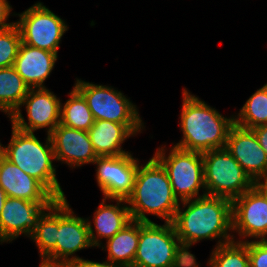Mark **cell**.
I'll list each match as a JSON object with an SVG mask.
<instances>
[{
  "mask_svg": "<svg viewBox=\"0 0 267 267\" xmlns=\"http://www.w3.org/2000/svg\"><path fill=\"white\" fill-rule=\"evenodd\" d=\"M172 224L182 247L191 257H195L191 246L201 240L216 239L215 247L234 241L232 201L223 197L204 195L180 202Z\"/></svg>",
  "mask_w": 267,
  "mask_h": 267,
  "instance_id": "obj_1",
  "label": "cell"
},
{
  "mask_svg": "<svg viewBox=\"0 0 267 267\" xmlns=\"http://www.w3.org/2000/svg\"><path fill=\"white\" fill-rule=\"evenodd\" d=\"M180 113L181 140L173 146L183 150L205 153L226 146L234 125V114L224 117L219 111L186 88L182 90Z\"/></svg>",
  "mask_w": 267,
  "mask_h": 267,
  "instance_id": "obj_2",
  "label": "cell"
},
{
  "mask_svg": "<svg viewBox=\"0 0 267 267\" xmlns=\"http://www.w3.org/2000/svg\"><path fill=\"white\" fill-rule=\"evenodd\" d=\"M126 202L131 219L140 222H154L146 214L172 222L180 204L166 170L153 156L145 164L139 163L133 190Z\"/></svg>",
  "mask_w": 267,
  "mask_h": 267,
  "instance_id": "obj_3",
  "label": "cell"
},
{
  "mask_svg": "<svg viewBox=\"0 0 267 267\" xmlns=\"http://www.w3.org/2000/svg\"><path fill=\"white\" fill-rule=\"evenodd\" d=\"M12 126V135L4 146V157L27 175L38 180L57 200L66 196L57 179L54 150L50 135L45 143L34 132H25Z\"/></svg>",
  "mask_w": 267,
  "mask_h": 267,
  "instance_id": "obj_4",
  "label": "cell"
},
{
  "mask_svg": "<svg viewBox=\"0 0 267 267\" xmlns=\"http://www.w3.org/2000/svg\"><path fill=\"white\" fill-rule=\"evenodd\" d=\"M191 256L182 247L172 222L139 221L133 267H182Z\"/></svg>",
  "mask_w": 267,
  "mask_h": 267,
  "instance_id": "obj_5",
  "label": "cell"
},
{
  "mask_svg": "<svg viewBox=\"0 0 267 267\" xmlns=\"http://www.w3.org/2000/svg\"><path fill=\"white\" fill-rule=\"evenodd\" d=\"M159 146L153 157L166 170L173 193L179 202L206 195L202 153L178 147ZM168 153V154H167ZM203 193H199L201 191Z\"/></svg>",
  "mask_w": 267,
  "mask_h": 267,
  "instance_id": "obj_6",
  "label": "cell"
},
{
  "mask_svg": "<svg viewBox=\"0 0 267 267\" xmlns=\"http://www.w3.org/2000/svg\"><path fill=\"white\" fill-rule=\"evenodd\" d=\"M202 156L206 195L233 201L256 184L226 148Z\"/></svg>",
  "mask_w": 267,
  "mask_h": 267,
  "instance_id": "obj_7",
  "label": "cell"
},
{
  "mask_svg": "<svg viewBox=\"0 0 267 267\" xmlns=\"http://www.w3.org/2000/svg\"><path fill=\"white\" fill-rule=\"evenodd\" d=\"M74 87L83 95L94 120L123 125H144L139 110L124 93L112 86L93 84L76 78Z\"/></svg>",
  "mask_w": 267,
  "mask_h": 267,
  "instance_id": "obj_8",
  "label": "cell"
},
{
  "mask_svg": "<svg viewBox=\"0 0 267 267\" xmlns=\"http://www.w3.org/2000/svg\"><path fill=\"white\" fill-rule=\"evenodd\" d=\"M16 16L22 43L58 54L61 39L69 29L64 19L38 1Z\"/></svg>",
  "mask_w": 267,
  "mask_h": 267,
  "instance_id": "obj_9",
  "label": "cell"
},
{
  "mask_svg": "<svg viewBox=\"0 0 267 267\" xmlns=\"http://www.w3.org/2000/svg\"><path fill=\"white\" fill-rule=\"evenodd\" d=\"M67 198L58 200V231L56 247L43 259L71 267L82 257L76 252L92 245L86 218L76 216Z\"/></svg>",
  "mask_w": 267,
  "mask_h": 267,
  "instance_id": "obj_10",
  "label": "cell"
},
{
  "mask_svg": "<svg viewBox=\"0 0 267 267\" xmlns=\"http://www.w3.org/2000/svg\"><path fill=\"white\" fill-rule=\"evenodd\" d=\"M232 232L237 242L267 240V196L257 184L232 201Z\"/></svg>",
  "mask_w": 267,
  "mask_h": 267,
  "instance_id": "obj_11",
  "label": "cell"
},
{
  "mask_svg": "<svg viewBox=\"0 0 267 267\" xmlns=\"http://www.w3.org/2000/svg\"><path fill=\"white\" fill-rule=\"evenodd\" d=\"M61 101L48 88H30L22 101L20 108L27 112V120L18 109L10 118L11 124L25 132H36L46 128V135L50 134L60 124Z\"/></svg>",
  "mask_w": 267,
  "mask_h": 267,
  "instance_id": "obj_12",
  "label": "cell"
},
{
  "mask_svg": "<svg viewBox=\"0 0 267 267\" xmlns=\"http://www.w3.org/2000/svg\"><path fill=\"white\" fill-rule=\"evenodd\" d=\"M140 160L131 151L124 155L98 156L96 166L97 186L106 199H127L132 193Z\"/></svg>",
  "mask_w": 267,
  "mask_h": 267,
  "instance_id": "obj_13",
  "label": "cell"
},
{
  "mask_svg": "<svg viewBox=\"0 0 267 267\" xmlns=\"http://www.w3.org/2000/svg\"><path fill=\"white\" fill-rule=\"evenodd\" d=\"M54 202H32L8 197L0 214V244L30 237L43 213Z\"/></svg>",
  "mask_w": 267,
  "mask_h": 267,
  "instance_id": "obj_14",
  "label": "cell"
},
{
  "mask_svg": "<svg viewBox=\"0 0 267 267\" xmlns=\"http://www.w3.org/2000/svg\"><path fill=\"white\" fill-rule=\"evenodd\" d=\"M225 148L255 183L266 178L267 155L252 129L234 124L229 131Z\"/></svg>",
  "mask_w": 267,
  "mask_h": 267,
  "instance_id": "obj_15",
  "label": "cell"
},
{
  "mask_svg": "<svg viewBox=\"0 0 267 267\" xmlns=\"http://www.w3.org/2000/svg\"><path fill=\"white\" fill-rule=\"evenodd\" d=\"M55 161L70 168L93 164L98 158L87 131L59 124L50 134Z\"/></svg>",
  "mask_w": 267,
  "mask_h": 267,
  "instance_id": "obj_16",
  "label": "cell"
},
{
  "mask_svg": "<svg viewBox=\"0 0 267 267\" xmlns=\"http://www.w3.org/2000/svg\"><path fill=\"white\" fill-rule=\"evenodd\" d=\"M106 200L113 203L116 201V204H106ZM92 217V222L90 217L86 220L92 245L97 248L103 244V239L106 241L112 238L132 221L126 199L103 198Z\"/></svg>",
  "mask_w": 267,
  "mask_h": 267,
  "instance_id": "obj_17",
  "label": "cell"
},
{
  "mask_svg": "<svg viewBox=\"0 0 267 267\" xmlns=\"http://www.w3.org/2000/svg\"><path fill=\"white\" fill-rule=\"evenodd\" d=\"M0 186L7 197L32 202H55L57 199L35 178L27 175L4 156L0 159Z\"/></svg>",
  "mask_w": 267,
  "mask_h": 267,
  "instance_id": "obj_18",
  "label": "cell"
},
{
  "mask_svg": "<svg viewBox=\"0 0 267 267\" xmlns=\"http://www.w3.org/2000/svg\"><path fill=\"white\" fill-rule=\"evenodd\" d=\"M58 54L21 43L13 67L29 88H44Z\"/></svg>",
  "mask_w": 267,
  "mask_h": 267,
  "instance_id": "obj_19",
  "label": "cell"
},
{
  "mask_svg": "<svg viewBox=\"0 0 267 267\" xmlns=\"http://www.w3.org/2000/svg\"><path fill=\"white\" fill-rule=\"evenodd\" d=\"M145 129L144 125H123L106 120H95L87 131L97 156H117L129 153L122 144Z\"/></svg>",
  "mask_w": 267,
  "mask_h": 267,
  "instance_id": "obj_20",
  "label": "cell"
},
{
  "mask_svg": "<svg viewBox=\"0 0 267 267\" xmlns=\"http://www.w3.org/2000/svg\"><path fill=\"white\" fill-rule=\"evenodd\" d=\"M139 242V221L132 220L112 238L106 240V244L100 245L107 251L106 259L110 263L133 267L134 257Z\"/></svg>",
  "mask_w": 267,
  "mask_h": 267,
  "instance_id": "obj_21",
  "label": "cell"
},
{
  "mask_svg": "<svg viewBox=\"0 0 267 267\" xmlns=\"http://www.w3.org/2000/svg\"><path fill=\"white\" fill-rule=\"evenodd\" d=\"M30 88L13 66L0 69V111L12 116Z\"/></svg>",
  "mask_w": 267,
  "mask_h": 267,
  "instance_id": "obj_22",
  "label": "cell"
},
{
  "mask_svg": "<svg viewBox=\"0 0 267 267\" xmlns=\"http://www.w3.org/2000/svg\"><path fill=\"white\" fill-rule=\"evenodd\" d=\"M68 96L64 104L61 102L60 124L88 131L95 120L85 98L75 87Z\"/></svg>",
  "mask_w": 267,
  "mask_h": 267,
  "instance_id": "obj_23",
  "label": "cell"
},
{
  "mask_svg": "<svg viewBox=\"0 0 267 267\" xmlns=\"http://www.w3.org/2000/svg\"><path fill=\"white\" fill-rule=\"evenodd\" d=\"M58 231V200L40 217L36 229L29 237L35 242L39 256L44 259L55 247Z\"/></svg>",
  "mask_w": 267,
  "mask_h": 267,
  "instance_id": "obj_24",
  "label": "cell"
},
{
  "mask_svg": "<svg viewBox=\"0 0 267 267\" xmlns=\"http://www.w3.org/2000/svg\"><path fill=\"white\" fill-rule=\"evenodd\" d=\"M234 115V124L253 129L267 125V84L257 89Z\"/></svg>",
  "mask_w": 267,
  "mask_h": 267,
  "instance_id": "obj_25",
  "label": "cell"
},
{
  "mask_svg": "<svg viewBox=\"0 0 267 267\" xmlns=\"http://www.w3.org/2000/svg\"><path fill=\"white\" fill-rule=\"evenodd\" d=\"M250 267L248 241H232L212 249L207 267Z\"/></svg>",
  "mask_w": 267,
  "mask_h": 267,
  "instance_id": "obj_26",
  "label": "cell"
},
{
  "mask_svg": "<svg viewBox=\"0 0 267 267\" xmlns=\"http://www.w3.org/2000/svg\"><path fill=\"white\" fill-rule=\"evenodd\" d=\"M21 43V35L16 24L0 30V69L13 66Z\"/></svg>",
  "mask_w": 267,
  "mask_h": 267,
  "instance_id": "obj_27",
  "label": "cell"
},
{
  "mask_svg": "<svg viewBox=\"0 0 267 267\" xmlns=\"http://www.w3.org/2000/svg\"><path fill=\"white\" fill-rule=\"evenodd\" d=\"M250 267H267V240L248 241Z\"/></svg>",
  "mask_w": 267,
  "mask_h": 267,
  "instance_id": "obj_28",
  "label": "cell"
},
{
  "mask_svg": "<svg viewBox=\"0 0 267 267\" xmlns=\"http://www.w3.org/2000/svg\"><path fill=\"white\" fill-rule=\"evenodd\" d=\"M12 6L8 2V0H0V30L9 28L13 25H15L14 22H8L9 16H16V13L14 12L12 15Z\"/></svg>",
  "mask_w": 267,
  "mask_h": 267,
  "instance_id": "obj_29",
  "label": "cell"
},
{
  "mask_svg": "<svg viewBox=\"0 0 267 267\" xmlns=\"http://www.w3.org/2000/svg\"><path fill=\"white\" fill-rule=\"evenodd\" d=\"M71 267H127L121 264H115V263H110L108 260L105 261H91V260H86V259H80L76 261Z\"/></svg>",
  "mask_w": 267,
  "mask_h": 267,
  "instance_id": "obj_30",
  "label": "cell"
},
{
  "mask_svg": "<svg viewBox=\"0 0 267 267\" xmlns=\"http://www.w3.org/2000/svg\"><path fill=\"white\" fill-rule=\"evenodd\" d=\"M259 141L260 146L267 155V125H261L252 129Z\"/></svg>",
  "mask_w": 267,
  "mask_h": 267,
  "instance_id": "obj_31",
  "label": "cell"
},
{
  "mask_svg": "<svg viewBox=\"0 0 267 267\" xmlns=\"http://www.w3.org/2000/svg\"><path fill=\"white\" fill-rule=\"evenodd\" d=\"M39 267H69V266L41 259Z\"/></svg>",
  "mask_w": 267,
  "mask_h": 267,
  "instance_id": "obj_32",
  "label": "cell"
},
{
  "mask_svg": "<svg viewBox=\"0 0 267 267\" xmlns=\"http://www.w3.org/2000/svg\"><path fill=\"white\" fill-rule=\"evenodd\" d=\"M182 267H201L197 262L196 256L191 257Z\"/></svg>",
  "mask_w": 267,
  "mask_h": 267,
  "instance_id": "obj_33",
  "label": "cell"
},
{
  "mask_svg": "<svg viewBox=\"0 0 267 267\" xmlns=\"http://www.w3.org/2000/svg\"><path fill=\"white\" fill-rule=\"evenodd\" d=\"M7 195H6V192L3 190V188L0 186V214H1V211L3 209V206H4V203H5V200L7 199Z\"/></svg>",
  "mask_w": 267,
  "mask_h": 267,
  "instance_id": "obj_34",
  "label": "cell"
},
{
  "mask_svg": "<svg viewBox=\"0 0 267 267\" xmlns=\"http://www.w3.org/2000/svg\"><path fill=\"white\" fill-rule=\"evenodd\" d=\"M265 193L267 196V184L264 181L256 183Z\"/></svg>",
  "mask_w": 267,
  "mask_h": 267,
  "instance_id": "obj_35",
  "label": "cell"
},
{
  "mask_svg": "<svg viewBox=\"0 0 267 267\" xmlns=\"http://www.w3.org/2000/svg\"><path fill=\"white\" fill-rule=\"evenodd\" d=\"M1 141V140H0ZM4 156V145L0 142V159Z\"/></svg>",
  "mask_w": 267,
  "mask_h": 267,
  "instance_id": "obj_36",
  "label": "cell"
},
{
  "mask_svg": "<svg viewBox=\"0 0 267 267\" xmlns=\"http://www.w3.org/2000/svg\"><path fill=\"white\" fill-rule=\"evenodd\" d=\"M263 181L267 184V176H266V178Z\"/></svg>",
  "mask_w": 267,
  "mask_h": 267,
  "instance_id": "obj_37",
  "label": "cell"
}]
</instances>
